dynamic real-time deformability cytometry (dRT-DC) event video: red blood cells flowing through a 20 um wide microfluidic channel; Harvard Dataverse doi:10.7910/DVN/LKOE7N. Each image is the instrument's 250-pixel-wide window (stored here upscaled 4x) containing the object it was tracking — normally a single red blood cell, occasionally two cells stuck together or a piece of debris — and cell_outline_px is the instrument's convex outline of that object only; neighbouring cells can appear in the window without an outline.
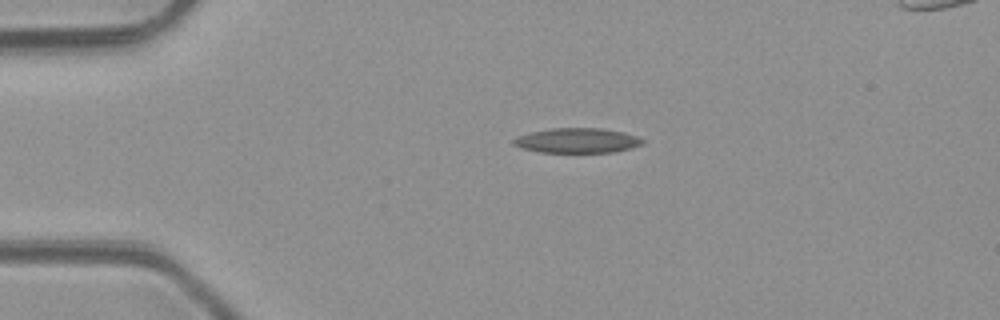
{"species": "common noctule bat (a hibernating species)", "species_latin": "Nyctalus noctula", "temperature_condition": "room temperature", "stored_images_in_passage": 2, "camera_frame_rate_fps": 3000, "um_per_image_px": 0.085, "animal": {"sex": "male", "body_mass_g": 23.1, "forearm_length_mm": 52.7}, "frame": {"image": 1, "passage_image": 1, "time_ms": 0.0, "image_size_px": [1000, 320], "cell_outline_px": [[644, 144], [632, 148], [616, 152], [540, 152], [520, 148], [512, 144], [512, 140], [516, 136], [532, 132], [552, 128], [600, 128], [624, 132], [636, 136], [644, 140]], "centroid_in_image_um": [49.06, 11.95], "position_along_channel_um": 35.9, "area_um2": 18.79}}